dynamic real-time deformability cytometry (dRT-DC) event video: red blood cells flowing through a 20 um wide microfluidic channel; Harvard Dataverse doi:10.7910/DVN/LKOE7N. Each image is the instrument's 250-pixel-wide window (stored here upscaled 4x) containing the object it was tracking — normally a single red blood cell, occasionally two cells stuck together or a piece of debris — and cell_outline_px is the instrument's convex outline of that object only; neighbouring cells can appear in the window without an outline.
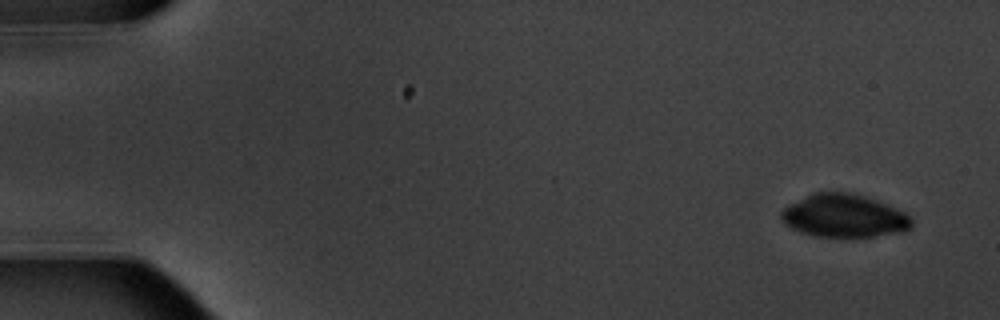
{"species": "common noctule bat (a hibernating species)", "species_latin": "Nyctalus noctula", "temperature_condition": "warm", "stored_images_in_passage": 6, "segment_of_instrument_passage": [2, 2], "camera_frame_rate_fps": 3000, "um_per_image_px": 0.085, "animal": {"sex": "male", "body_mass_g": 20.1, "forearm_length_mm": 53.5}, "frame": {"image": 1, "passage_image": 6, "time_ms": 6.667, "image_size_px": [1000, 320], "cell_outline_px": [[912, 228], [904, 232], [872, 236], [816, 236], [800, 232], [792, 228], [780, 216], [780, 212], [788, 204], [812, 192], [852, 192], [876, 200], [896, 208], [912, 216]], "centroid_in_image_um": [71.77, 18.33], "position_along_channel_um": 13.2, "area_um2": 32.66}}